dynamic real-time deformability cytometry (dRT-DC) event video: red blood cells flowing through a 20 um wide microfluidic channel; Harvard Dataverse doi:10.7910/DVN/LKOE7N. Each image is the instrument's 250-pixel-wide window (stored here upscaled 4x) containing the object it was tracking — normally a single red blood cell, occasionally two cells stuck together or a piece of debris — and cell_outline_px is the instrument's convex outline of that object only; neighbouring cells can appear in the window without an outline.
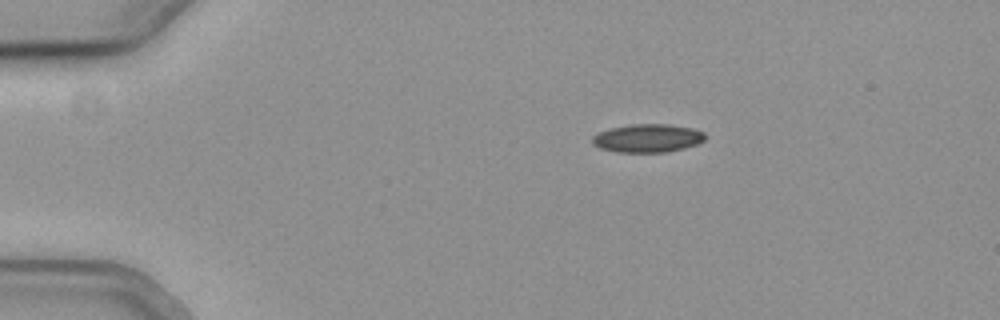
{"species": "common noctule bat (a hibernating species)", "species_latin": "Nyctalus noctula", "temperature_condition": "cold", "stored_images_in_passage": 46, "camera_frame_rate_fps": 3000, "um_per_image_px": 0.085, "animal": {"sex": "female", "body_mass_g": 19.3, "forearm_length_mm": 54.1}, "frame": {"image": 1, "passage_image": 1, "time_ms": 0.0, "image_size_px": [1000, 320], "cell_outline_px": [[704, 140], [696, 144], [684, 148], [664, 152], [616, 152], [600, 148], [592, 144], [592, 136], [600, 132], [612, 128], [632, 124], [664, 124], [692, 128], [704, 132]], "centroid_in_image_um": [55.02, 11.75], "position_along_channel_um": 30.0, "area_um2": 18.38}}
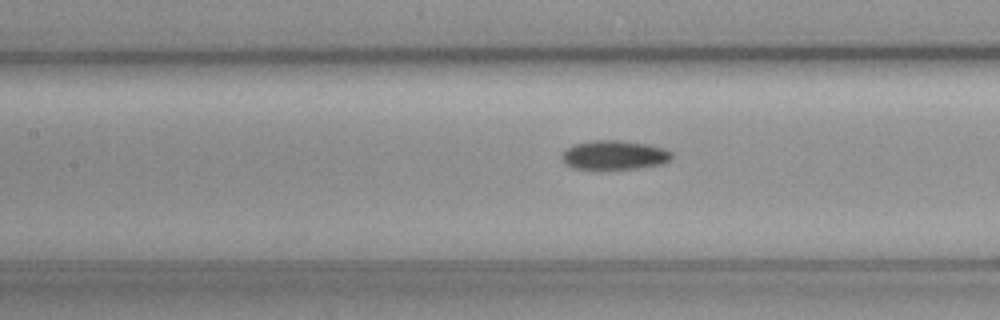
{"frame": {"image": 2, "passage_image": 16, "time_ms": 5.0, "image_size_px": [1000, 320], "cell_outline_px": [[672, 156], [668, 160], [660, 164], [636, 168], [572, 168], [560, 156], [572, 144], [592, 140], [620, 140], [648, 144], [664, 148], [672, 152]], "centroid_in_image_um": [52.22, 13.15], "position_along_channel_um": 155.2, "area_um2": 18.32}}
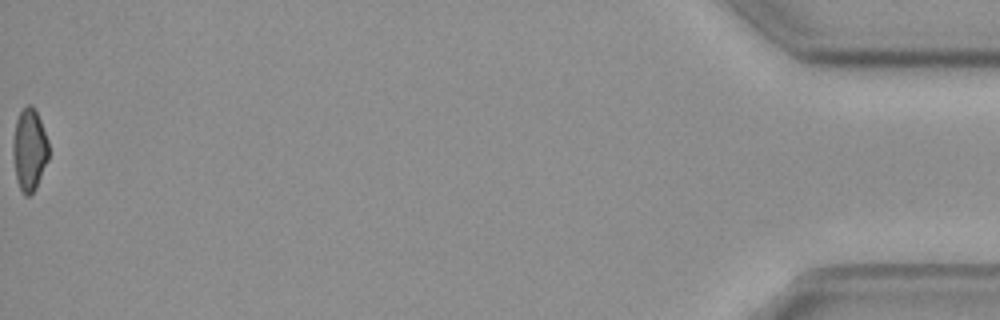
{"frame": {"image": 3, "passage_image": 46, "time_ms": 15.0, "image_size_px": [1000, 320], "cell_outline_px": [[48, 160], [36, 188], [28, 196], [24, 196], [20, 188], [16, 176], [12, 152], [12, 144], [16, 120], [20, 112], [28, 104], [32, 104], [40, 120], [48, 140]], "centroid_in_image_um": [2.49, 12.72], "position_along_channel_um": 432.7, "area_um2": 16.99}}